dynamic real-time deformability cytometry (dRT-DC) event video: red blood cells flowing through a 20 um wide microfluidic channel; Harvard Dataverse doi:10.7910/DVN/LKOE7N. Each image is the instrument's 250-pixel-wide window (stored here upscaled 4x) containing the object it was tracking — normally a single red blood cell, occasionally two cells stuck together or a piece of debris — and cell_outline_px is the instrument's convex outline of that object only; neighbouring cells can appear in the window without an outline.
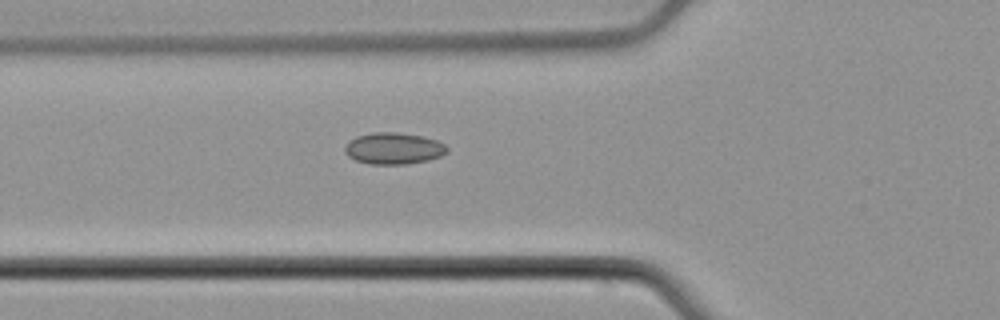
{"species": "common noctule bat (a hibernating species)", "species_latin": "Nyctalus noctula", "temperature_condition": "cold", "stored_images_in_passage": 5, "camera_frame_rate_fps": 3000, "um_per_image_px": 0.085, "animal": {"sex": "male", "body_mass_g": 21.5, "forearm_length_mm": 52.0}, "frame": {"image": 1, "passage_image": 5, "time_ms": 1.333, "image_size_px": [1000, 320], "cell_outline_px": [[448, 152], [440, 156], [428, 160], [408, 164], [368, 164], [356, 160], [348, 156], [344, 152], [344, 148], [348, 140], [356, 136], [372, 132], [396, 132], [424, 136], [436, 140], [444, 144], [448, 148]], "centroid_in_image_um": [33.44, 12.61], "position_along_channel_um": 92.4, "area_um2": 19.02}}